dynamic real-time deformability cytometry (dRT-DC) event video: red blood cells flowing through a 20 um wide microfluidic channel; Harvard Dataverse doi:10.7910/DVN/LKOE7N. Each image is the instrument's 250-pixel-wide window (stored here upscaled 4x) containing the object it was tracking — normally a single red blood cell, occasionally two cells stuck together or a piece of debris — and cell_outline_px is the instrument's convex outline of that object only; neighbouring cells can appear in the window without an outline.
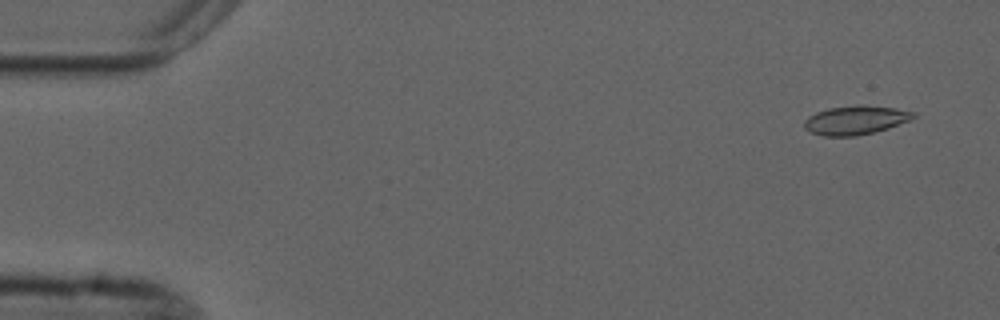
{"species": "common noctule bat (a hibernating species)", "species_latin": "Nyctalus noctula", "temperature_condition": "cold", "stored_images_in_passage": 4, "camera_frame_rate_fps": 3000, "um_per_image_px": 0.085, "animal": {"sex": "male", "forearm_length_mm": 52.5}, "frame": {"image": 1, "passage_image": 1, "time_ms": 0.0, "image_size_px": [1000, 320], "cell_outline_px": [[916, 116], [908, 120], [888, 128], [856, 136], [824, 136], [812, 132], [804, 128], [804, 120], [808, 116], [816, 112], [828, 108], [856, 104], [860, 104], [896, 108], [916, 112]], "centroid_in_image_um": [72.7, 10.19], "position_along_channel_um": 12.3, "area_um2": 18.38}}
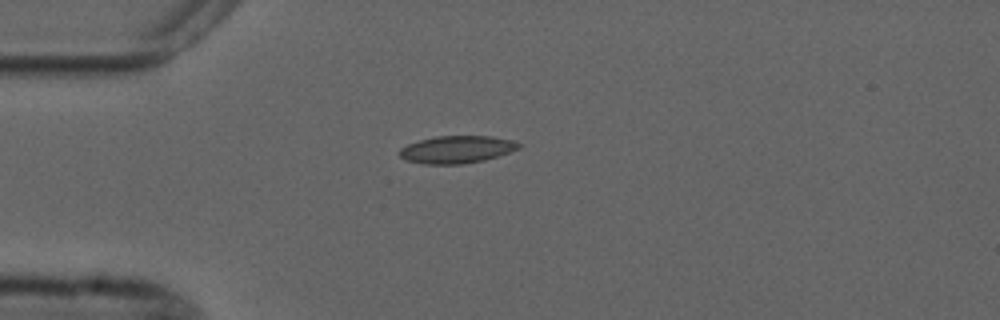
{"frame": {"image": 2, "passage_image": 4, "time_ms": 3.667, "image_size_px": [1000, 320], "cell_outline_px": [[520, 148], [484, 160], [464, 164], [424, 164], [404, 160], [400, 156], [400, 148], [408, 144], [420, 140], [436, 136], [492, 136], [512, 140], [520, 144]], "centroid_in_image_um": [38.8, 12.71], "position_along_channel_um": 46.2, "area_um2": 18.96}}